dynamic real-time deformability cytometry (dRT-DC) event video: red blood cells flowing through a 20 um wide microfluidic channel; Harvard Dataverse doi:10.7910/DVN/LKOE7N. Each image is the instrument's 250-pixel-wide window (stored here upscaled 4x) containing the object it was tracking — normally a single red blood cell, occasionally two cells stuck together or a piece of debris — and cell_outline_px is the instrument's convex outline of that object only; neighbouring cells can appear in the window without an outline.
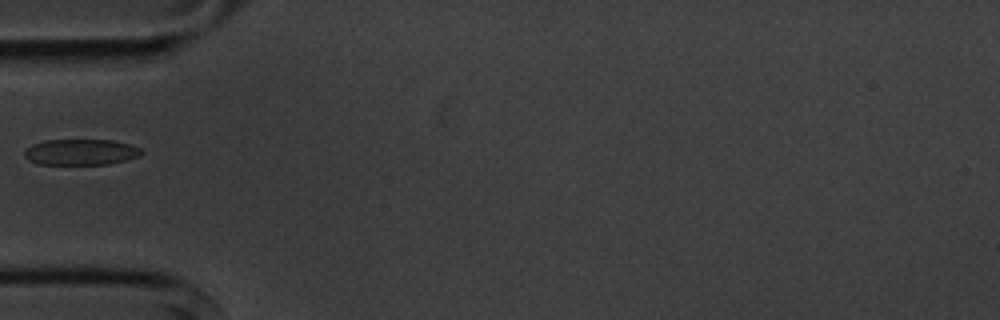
{"species": "common noctule bat (a hibernating species)", "species_latin": "Nyctalus noctula", "temperature_condition": "cold", "stored_images_in_passage": 4, "camera_frame_rate_fps": 3000, "um_per_image_px": 0.085, "animal": {"sex": "male", "body_mass_g": 20.1, "forearm_length_mm": 53.5}, "frame": {"image": 1, "passage_image": 3, "time_ms": 2.333, "image_size_px": [1000, 320], "cell_outline_px": [[144, 152], [140, 156], [128, 160], [108, 164], [36, 164], [28, 160], [24, 156], [24, 152], [32, 144], [44, 140], [112, 140], [128, 144], [140, 148]], "centroid_in_image_um": [6.88, 12.93], "position_along_channel_um": 78.1, "area_um2": 17.74}}
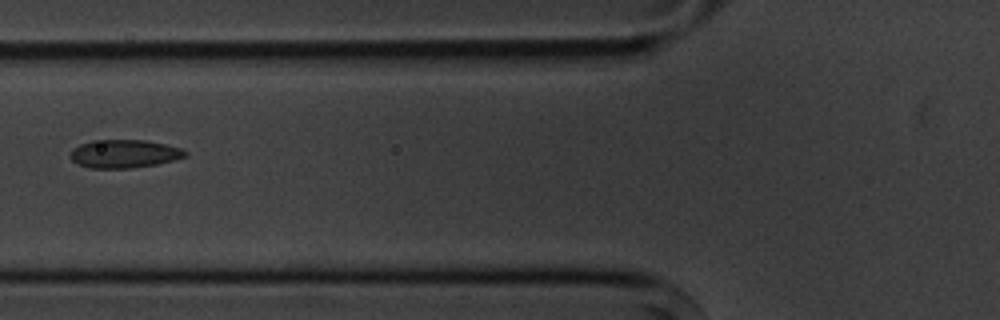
{"frame": {"image": 2, "passage_image": 4, "time_ms": 3.333, "image_size_px": [1000, 320], "cell_outline_px": [[188, 156], [156, 164], [132, 168], [88, 168], [76, 164], [72, 160], [72, 148], [80, 144], [92, 140], [144, 140], [164, 144], [180, 148], [188, 152]], "centroid_in_image_um": [10.54, 13.07], "position_along_channel_um": 115.3, "area_um2": 18.84}}